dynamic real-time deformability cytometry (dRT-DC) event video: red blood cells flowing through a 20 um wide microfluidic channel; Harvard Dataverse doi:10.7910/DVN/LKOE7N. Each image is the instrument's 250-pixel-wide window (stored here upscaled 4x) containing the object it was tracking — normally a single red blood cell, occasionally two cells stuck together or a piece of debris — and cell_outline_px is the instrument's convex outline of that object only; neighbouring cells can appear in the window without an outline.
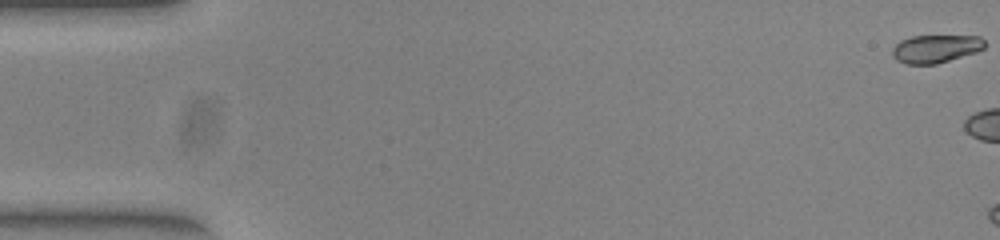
{"species": "common noctule bat (a hibernating species)", "species_latin": "Nyctalus noctula", "temperature_condition": "warm", "stored_images_in_passage": 7, "camera_frame_rate_fps": 3000, "um_per_image_px": 0.085, "animal": {"sex": "female", "body_mass_g": 23.0, "forearm_length_mm": 53.4}, "frame": {"image": 1, "passage_image": 1, "time_ms": 0.0, "image_size_px": [1000, 240], "cell_outline_px": [[984, 48], [976, 52], [936, 64], [908, 64], [896, 60], [892, 56], [892, 48], [900, 40], [912, 36], [980, 36], [984, 40]], "centroid_in_image_um": [79.51, 4.14], "position_along_channel_um": 5.5, "area_um2": 15.03}}